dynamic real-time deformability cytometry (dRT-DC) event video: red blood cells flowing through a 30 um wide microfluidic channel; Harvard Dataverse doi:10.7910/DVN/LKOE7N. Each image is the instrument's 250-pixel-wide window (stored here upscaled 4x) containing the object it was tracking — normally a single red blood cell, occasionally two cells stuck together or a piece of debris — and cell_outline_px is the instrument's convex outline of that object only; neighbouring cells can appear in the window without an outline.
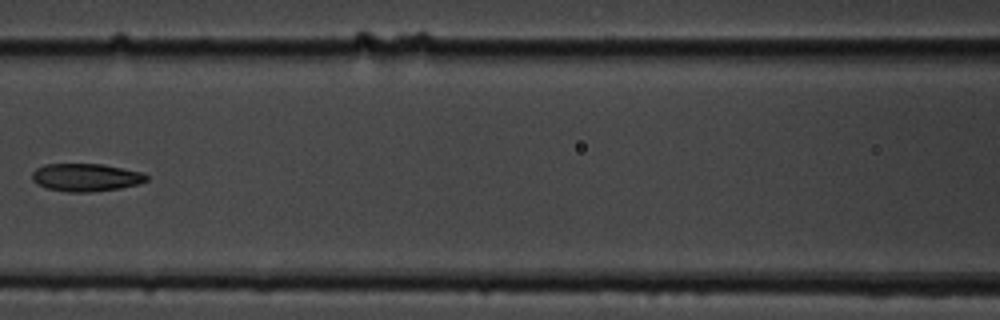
{"species": "common noctule bat (a hibernating species)", "species_latin": "Nyctalus noctula", "temperature_condition": "cold", "stored_images_in_passage": 15, "camera_frame_rate_fps": 3000, "um_per_image_px": 0.085, "animal": {"sex": "male", "body_mass_g": 19.5, "forearm_length_mm": 54.6}, "frame": {"image": 1, "passage_image": 7, "time_ms": 8.0, "image_size_px": [1000, 320], "cell_outline_px": [[148, 180], [136, 184], [120, 188], [88, 192], [68, 192], [48, 188], [36, 184], [32, 180], [32, 172], [36, 168], [44, 164], [100, 164], [140, 172], [148, 176]], "centroid_in_image_um": [7.24, 15.08], "position_along_channel_um": 159.4, "area_um2": 18.32}}
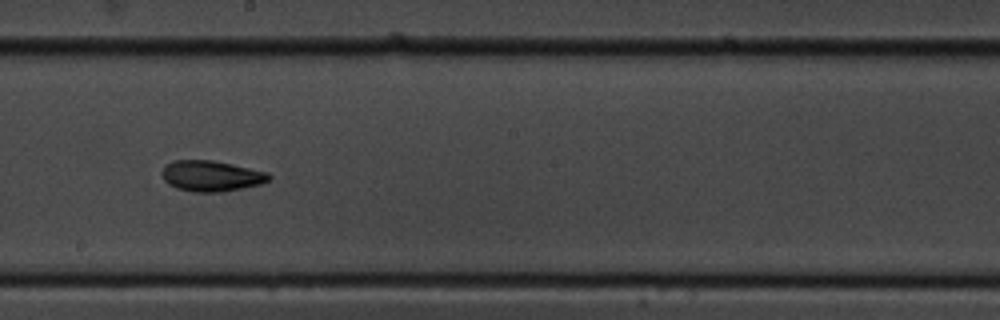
{"frame": {"image": 2, "passage_image": 9, "time_ms": 10.0, "image_size_px": [1000, 320], "cell_outline_px": [[272, 180], [260, 184], [220, 192], [192, 192], [176, 188], [168, 184], [164, 180], [160, 172], [172, 160], [212, 160], [232, 164], [268, 172], [272, 176]], "centroid_in_image_um": [17.96, 14.95], "position_along_channel_um": 230.2, "area_um2": 19.25}}
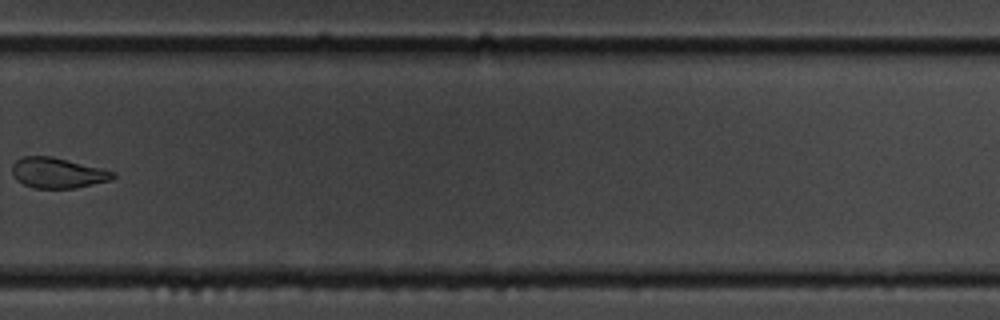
{"frame": {"image": 3, "passage_image": 11, "time_ms": 12.667, "image_size_px": [1000, 320], "cell_outline_px": [[116, 176], [112, 180], [76, 188], [32, 188], [16, 180], [12, 176], [12, 164], [16, 160], [24, 156], [52, 156], [104, 168], [116, 172]], "centroid_in_image_um": [4.92, 14.69], "position_along_channel_um": 324.9, "area_um2": 18.21}, "authors_computed_cell_mechanics": {"area_um2": 19.652, "velocity_mm_per_s": 3.5714, "shape_relaxation_time_tau1_ms": 2.9684, "shape_relaxation_time_tau2_ms": 4.728, "deformation_change_tau1": 0.117, "deformation_change_tau2": 0.1228}}